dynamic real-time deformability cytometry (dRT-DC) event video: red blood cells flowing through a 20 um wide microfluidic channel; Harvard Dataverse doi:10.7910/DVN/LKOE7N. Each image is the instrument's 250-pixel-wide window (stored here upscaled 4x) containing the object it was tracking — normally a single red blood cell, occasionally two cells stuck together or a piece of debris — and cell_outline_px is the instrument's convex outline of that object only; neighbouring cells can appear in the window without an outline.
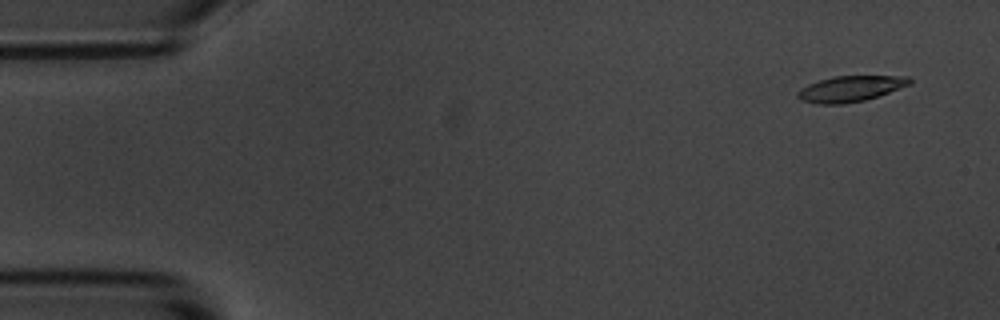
{"species": "common noctule bat (a hibernating species)", "species_latin": "Nyctalus noctula", "temperature_condition": "room temperature", "stored_images_in_passage": 6, "camera_frame_rate_fps": 3000, "um_per_image_px": 0.085, "animal": {"sex": "male", "body_mass_g": 20.1, "forearm_length_mm": 53.5}, "frame": {"image": 1, "passage_image": 2, "time_ms": 0.333, "image_size_px": [1000, 320], "cell_outline_px": [[912, 84], [864, 100], [844, 104], [816, 104], [800, 100], [796, 96], [796, 92], [800, 88], [808, 84], [832, 76], [908, 76], [912, 80]], "centroid_in_image_um": [72.24, 7.54], "position_along_channel_um": 12.8, "area_um2": 16.88}}
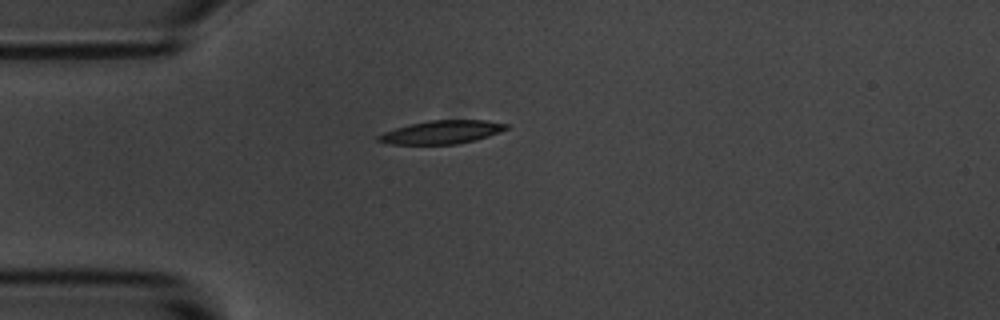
{"frame": {"image": 2, "passage_image": 5, "time_ms": 1.333, "image_size_px": [1000, 320], "cell_outline_px": [[508, 128], [500, 132], [476, 140], [456, 144], [388, 144], [376, 140], [376, 136], [384, 132], [408, 124], [428, 120], [484, 120], [508, 124]], "centroid_in_image_um": [37.52, 11.23], "position_along_channel_um": 47.5, "area_um2": 17.4}}